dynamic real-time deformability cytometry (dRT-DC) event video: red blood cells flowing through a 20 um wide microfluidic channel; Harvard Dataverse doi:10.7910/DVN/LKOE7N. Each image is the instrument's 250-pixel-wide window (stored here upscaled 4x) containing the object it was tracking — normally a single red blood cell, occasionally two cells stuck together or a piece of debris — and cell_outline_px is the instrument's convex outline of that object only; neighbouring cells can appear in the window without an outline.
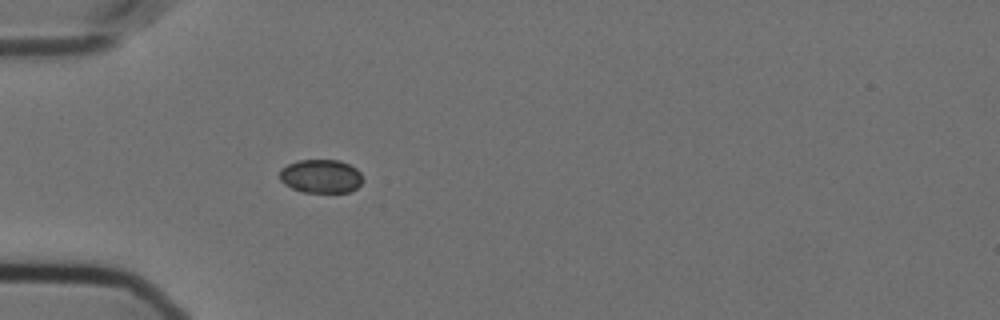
{"species": "Egyptian fruit bat (a non-hibernating species)", "species_latin": "Rousettus aegyptiacus", "temperature_condition": "cold", "stored_images_in_passage": 6, "camera_frame_rate_fps": 3000, "um_per_image_px": 0.085, "animal": {"sex": "female"}, "frame": {"image": 1, "passage_image": 1, "time_ms": 0.0, "image_size_px": [1000, 320], "cell_outline_px": [[364, 180], [356, 188], [348, 192], [304, 192], [292, 188], [284, 184], [280, 180], [280, 168], [288, 164], [300, 160], [340, 160], [356, 168], [360, 172]], "centroid_in_image_um": [27.28, 14.97], "position_along_channel_um": 57.7, "area_um2": 16.3}}
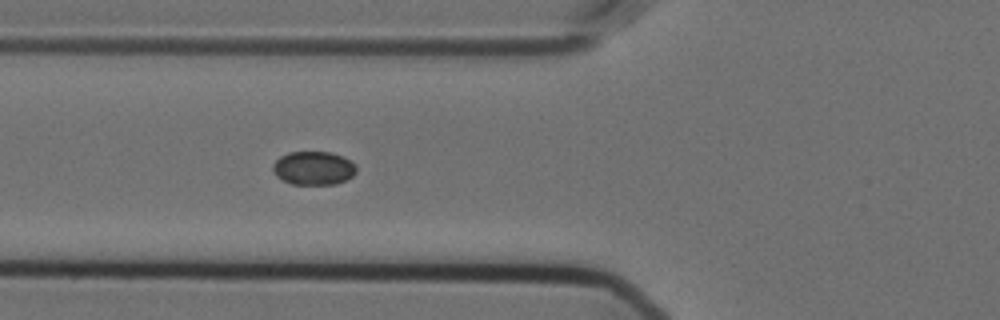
{"frame": {"image": 2, "passage_image": 5, "time_ms": 1.333, "image_size_px": [1000, 320], "cell_outline_px": [[356, 172], [352, 176], [336, 184], [292, 184], [276, 176], [272, 168], [272, 164], [280, 156], [288, 152], [332, 152], [344, 156], [356, 164]], "centroid_in_image_um": [26.66, 14.27], "position_along_channel_um": 99.1, "area_um2": 16.42}}